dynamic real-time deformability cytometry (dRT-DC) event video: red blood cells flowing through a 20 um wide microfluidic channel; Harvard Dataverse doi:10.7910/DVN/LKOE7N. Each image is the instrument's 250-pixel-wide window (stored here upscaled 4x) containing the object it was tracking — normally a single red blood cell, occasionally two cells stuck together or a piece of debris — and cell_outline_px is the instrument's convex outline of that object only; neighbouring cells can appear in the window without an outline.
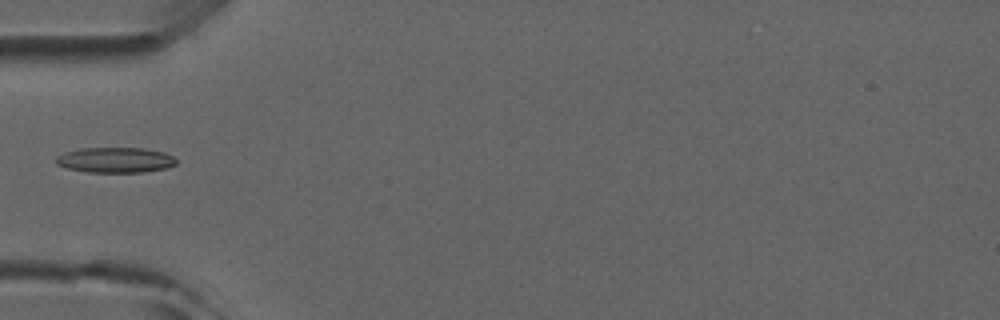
{"species": "common noctule bat (a hibernating species)", "species_latin": "Nyctalus noctula", "temperature_condition": "room temperature", "stored_images_in_passage": 2, "camera_frame_rate_fps": 3000, "um_per_image_px": 0.085, "animal": {"sex": "male", "forearm_length_mm": 52.5}, "frame": {"image": 1, "passage_image": 1, "time_ms": 0.0, "image_size_px": [1000, 320], "cell_outline_px": [[176, 164], [164, 168], [144, 172], [88, 172], [68, 168], [56, 164], [56, 156], [64, 152], [80, 148], [144, 148], [164, 152], [172, 156], [176, 160]], "centroid_in_image_um": [9.78, 13.59], "position_along_channel_um": 75.2, "area_um2": 17.69}}
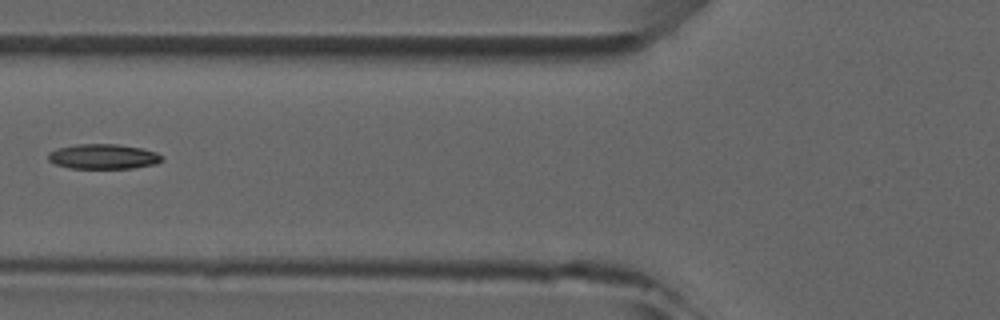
{"frame": {"image": 2, "passage_image": 2, "time_ms": 1.0, "image_size_px": [1000, 320], "cell_outline_px": [[164, 160], [156, 164], [132, 168], [68, 168], [56, 164], [48, 160], [48, 152], [56, 148], [76, 144], [116, 144], [140, 148], [156, 152], [164, 156]], "centroid_in_image_um": [8.78, 13.3], "position_along_channel_um": 117.0, "area_um2": 16.65}}